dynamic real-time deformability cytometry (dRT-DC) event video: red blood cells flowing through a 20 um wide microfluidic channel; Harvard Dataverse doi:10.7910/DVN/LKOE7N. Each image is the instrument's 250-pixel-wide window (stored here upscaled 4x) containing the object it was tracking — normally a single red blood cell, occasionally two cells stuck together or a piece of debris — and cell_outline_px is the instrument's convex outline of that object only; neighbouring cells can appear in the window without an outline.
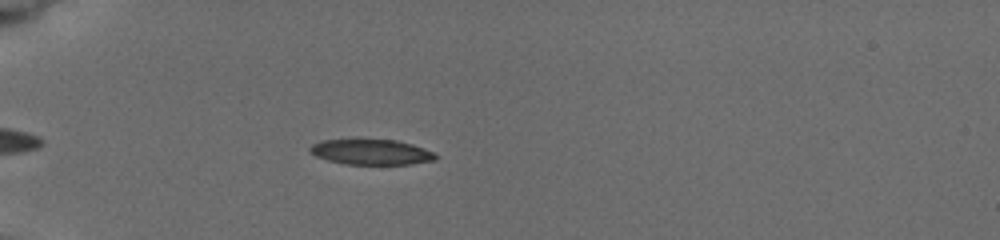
{"species": "common noctule bat (a hibernating species)", "species_latin": "Nyctalus noctula", "temperature_condition": "cold", "stored_images_in_passage": 12, "camera_frame_rate_fps": 3000, "um_per_image_px": 0.085, "animal": {"sex": "female", "body_mass_g": 19.5, "forearm_length_mm": 54.1}, "frame": {"image": 1, "passage_image": 4, "time_ms": 3.0, "image_size_px": [1000, 240], "cell_outline_px": [[436, 160], [408, 164], [344, 164], [328, 160], [316, 156], [308, 152], [308, 148], [312, 144], [320, 140], [396, 140], [412, 144], [436, 152]], "centroid_in_image_um": [31.54, 12.92], "position_along_channel_um": 53.5, "area_um2": 18.55}}
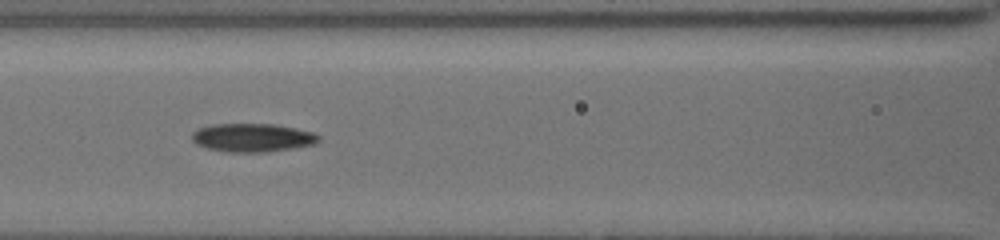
{"frame": {"image": 2, "passage_image": 7, "time_ms": 6.0, "image_size_px": [1000, 240], "cell_outline_px": [[320, 140], [316, 144], [268, 152], [228, 152], [204, 148], [196, 144], [192, 140], [192, 132], [200, 128], [212, 124], [272, 124], [312, 132], [320, 136]], "centroid_in_image_um": [21.43, 11.71], "position_along_channel_um": 145.2, "area_um2": 20.98}}
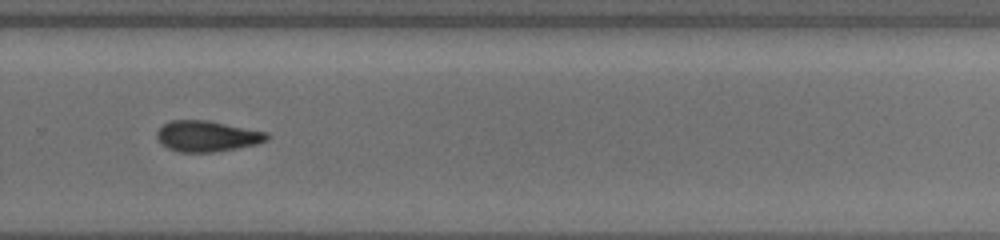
{"frame": {"image": 3, "passage_image": 11, "time_ms": 10.333, "image_size_px": [1000, 240], "cell_outline_px": [[268, 140], [260, 144], [216, 152], [180, 152], [168, 148], [156, 136], [156, 132], [164, 124], [172, 120], [208, 120], [268, 132]], "centroid_in_image_um": [17.65, 11.57], "position_along_channel_um": 312.1, "area_um2": 19.83}}